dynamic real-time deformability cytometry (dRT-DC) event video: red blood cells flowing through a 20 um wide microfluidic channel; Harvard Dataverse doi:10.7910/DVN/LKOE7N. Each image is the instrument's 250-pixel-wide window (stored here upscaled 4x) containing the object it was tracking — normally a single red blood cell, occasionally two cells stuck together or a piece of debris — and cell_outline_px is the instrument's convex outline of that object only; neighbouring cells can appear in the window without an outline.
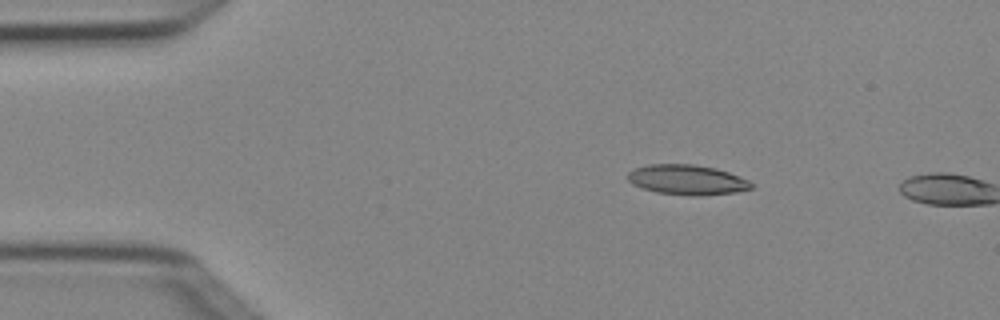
{"species": "Egyptian fruit bat (a non-hibernating species)", "species_latin": "Rousettus aegyptiacus", "temperature_condition": "cold", "stored_images_in_passage": 4, "camera_frame_rate_fps": 3000, "um_per_image_px": 0.085, "animal": {"sex": "female"}, "frame": {"image": 1, "passage_image": 3, "time_ms": 0.667, "image_size_px": [1000, 320], "cell_outline_px": [[752, 188], [736, 192], [696, 196], [692, 196], [656, 192], [632, 184], [628, 180], [628, 172], [636, 168], [648, 164], [692, 164], [716, 168], [740, 176], [748, 180], [752, 184]], "centroid_in_image_um": [58.4, 15.28], "position_along_channel_um": 26.6, "area_um2": 21.5}}